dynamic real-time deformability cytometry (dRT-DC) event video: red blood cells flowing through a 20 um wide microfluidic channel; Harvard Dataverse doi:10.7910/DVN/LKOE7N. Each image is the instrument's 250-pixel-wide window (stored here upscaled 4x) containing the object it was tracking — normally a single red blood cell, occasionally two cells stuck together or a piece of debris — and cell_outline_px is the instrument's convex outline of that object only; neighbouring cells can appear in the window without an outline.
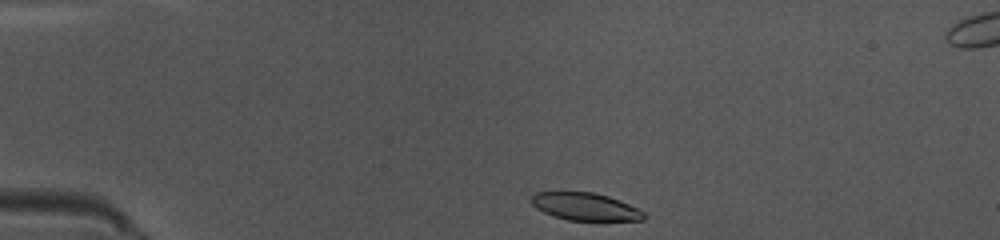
{"species": "common noctule bat (a hibernating species)", "species_latin": "Nyctalus noctula", "temperature_condition": "warm", "stored_images_in_passage": 39, "camera_frame_rate_fps": 3000, "um_per_image_px": 0.085, "animal": {"sex": "female", "body_mass_g": 10.0, "forearm_length_mm": 53.1}, "frame": {"image": 1, "passage_image": 1, "time_ms": 0.0, "image_size_px": [1000, 240], "cell_outline_px": [[648, 216], [644, 220], [568, 220], [552, 216], [536, 208], [532, 204], [532, 196], [536, 192], [596, 192], [620, 200], [644, 212]], "centroid_in_image_um": [49.76, 17.56], "position_along_channel_um": 35.2, "area_um2": 18.03}}
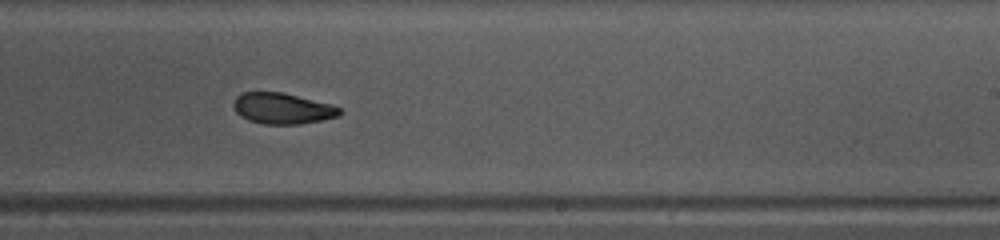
{"frame": {"image": 2, "passage_image": 21, "time_ms": 6.667, "image_size_px": [1000, 240], "cell_outline_px": [[344, 112], [340, 116], [300, 124], [264, 124], [248, 120], [240, 116], [236, 112], [232, 104], [236, 96], [240, 92], [284, 92], [332, 104], [340, 108]], "centroid_in_image_um": [24.01, 9.21], "position_along_channel_um": 265.0, "area_um2": 19.42}}
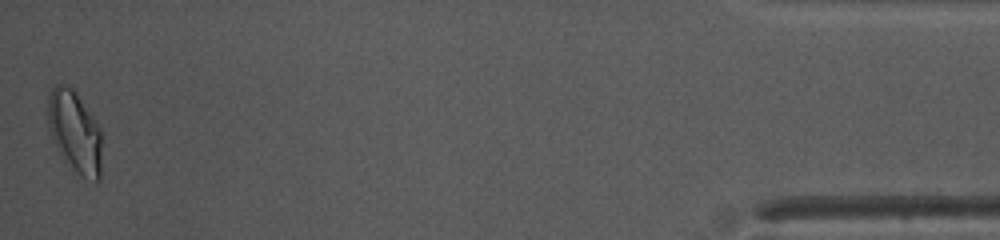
{"frame": {"image": 3, "passage_image": 39, "time_ms": 12.667, "image_size_px": [1000, 240], "cell_outline_px": [[100, 180], [96, 180], [80, 176], [52, 140], [48, 128], [48, 96], [52, 88], [56, 84], [64, 84], [72, 88], [76, 92], [100, 128]], "centroid_in_image_um": [6.34, 11.14], "position_along_channel_um": 428.9, "area_um2": 24.97}, "authors_computed_cell_mechanics": {"area_um2": 20.23, "velocity_mm_per_s": 4.0894, "shape_relaxation_time_tau1_ms": 5.3409, "shape_relaxation_time_tau2_ms": 2.3132, "deformation_change_tau1": 0.1366, "deformation_change_tau2": 0.0673}}